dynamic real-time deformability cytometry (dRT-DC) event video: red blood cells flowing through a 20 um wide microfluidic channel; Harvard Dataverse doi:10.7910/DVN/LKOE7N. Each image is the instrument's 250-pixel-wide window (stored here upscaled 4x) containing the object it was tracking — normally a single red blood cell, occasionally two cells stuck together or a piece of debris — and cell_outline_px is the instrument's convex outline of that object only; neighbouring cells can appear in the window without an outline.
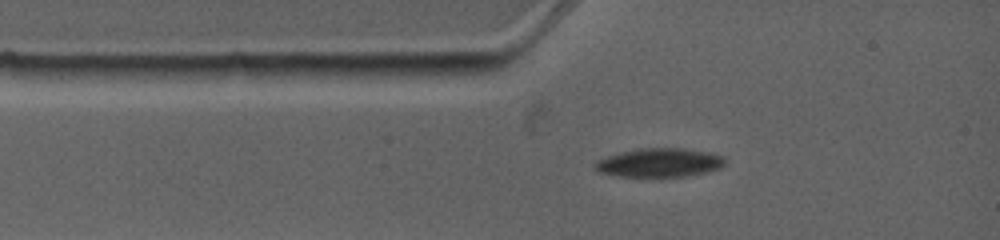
{"species": "common noctule bat (a hibernating species)", "species_latin": "Nyctalus noctula", "temperature_condition": "warm", "stored_images_in_passage": 3, "camera_frame_rate_fps": 4500, "um_per_image_px": 0.085, "animal": {"sex": "female", "body_mass_g": 19.0, "forearm_length_mm": 53.3}, "frame": {"image": 1, "passage_image": 1, "time_ms": 0.0, "image_size_px": [1000, 240], "cell_outline_px": [[724, 164], [720, 168], [704, 172], [684, 176], [616, 176], [600, 172], [592, 164], [596, 160], [620, 152], [636, 148], [684, 148], [708, 152], [724, 156]], "centroid_in_image_um": [56.02, 13.81], "position_along_channel_um": 29.0, "area_um2": 21.68}}
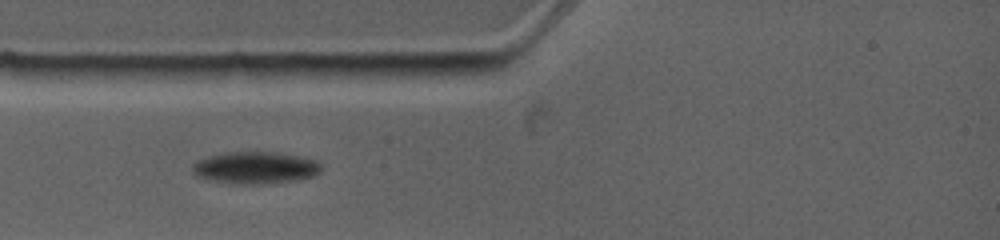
{"frame": {"image": 2, "passage_image": 2, "time_ms": 1.111, "image_size_px": [1000, 240], "cell_outline_px": [[320, 172], [316, 176], [296, 180], [260, 184], [240, 184], [216, 180], [200, 176], [192, 172], [192, 164], [208, 156], [224, 152], [276, 152], [300, 156], [316, 160], [320, 164]], "centroid_in_image_um": [21.76, 14.24], "position_along_channel_um": 63.2, "area_um2": 23.81}}
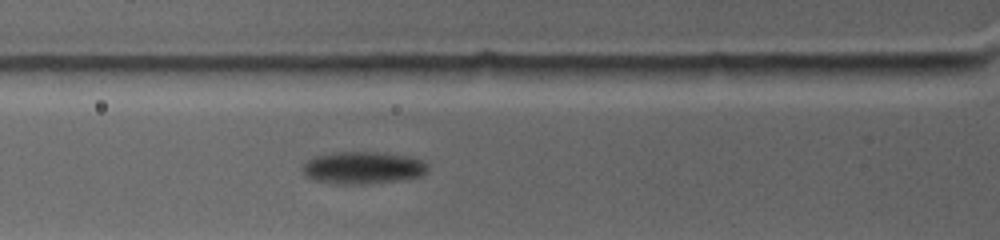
{"frame": {"image": 3, "passage_image": 3, "time_ms": 2.0, "image_size_px": [1000, 240], "cell_outline_px": [[428, 168], [420, 176], [396, 180], [364, 184], [340, 184], [316, 180], [308, 176], [304, 172], [304, 160], [316, 156], [332, 152], [388, 152], [420, 160], [428, 164]], "centroid_in_image_um": [30.83, 14.24], "position_along_channel_um": 95.0, "area_um2": 23.24}}